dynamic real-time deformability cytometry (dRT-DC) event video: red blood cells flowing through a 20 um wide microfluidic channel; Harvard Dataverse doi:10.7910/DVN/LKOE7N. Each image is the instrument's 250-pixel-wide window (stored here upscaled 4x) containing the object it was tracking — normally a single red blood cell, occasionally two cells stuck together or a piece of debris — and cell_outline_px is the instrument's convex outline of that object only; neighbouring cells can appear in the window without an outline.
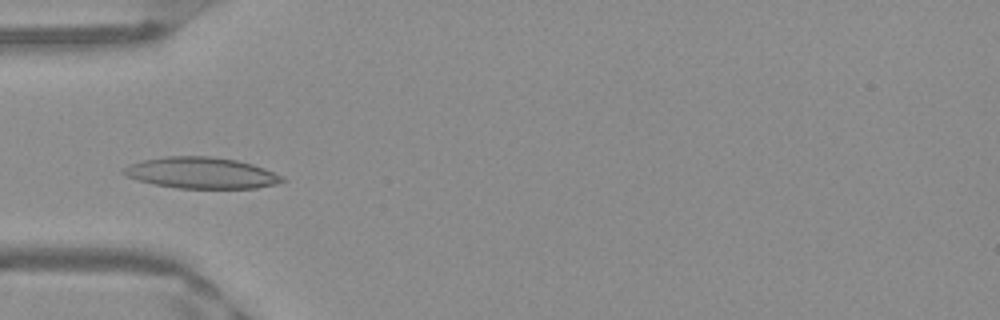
{"species": "Egyptian fruit bat (a non-hibernating species)", "species_latin": "Rousettus aegyptiacus", "temperature_condition": "warm", "stored_images_in_passage": 52, "camera_frame_rate_fps": 3000, "um_per_image_px": 0.085, "frame": {"image": 1, "passage_image": 17, "time_ms": 5.333, "image_size_px": [1000, 320], "cell_outline_px": [[288, 180], [276, 184], [256, 188], [176, 188], [156, 184], [140, 180], [128, 176], [120, 172], [128, 164], [144, 160], [168, 156], [208, 156], [236, 160], [252, 164], [264, 168], [284, 176]], "centroid_in_image_um": [17.16, 14.7], "position_along_channel_um": 67.8, "area_um2": 28.73}}
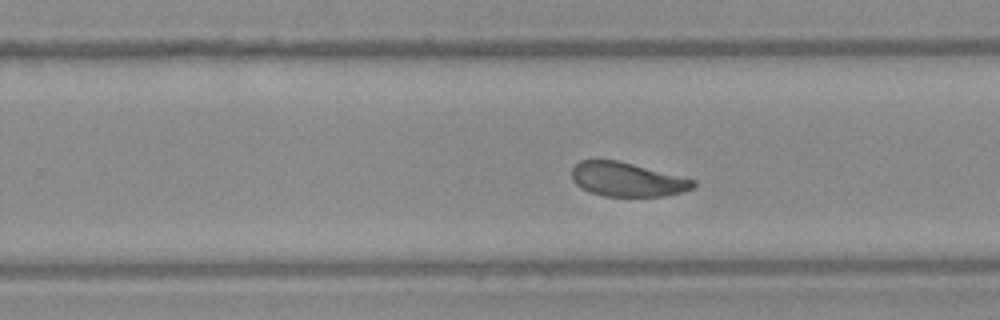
{"frame": {"image": 2, "passage_image": 33, "time_ms": 10.667, "image_size_px": [1000, 320], "cell_outline_px": [[696, 184], [692, 188], [684, 192], [664, 196], [604, 196], [588, 192], [580, 188], [572, 180], [572, 168], [580, 160], [616, 160], [696, 180]], "centroid_in_image_um": [53.28, 15.26], "position_along_channel_um": 276.5, "area_um2": 24.04}}
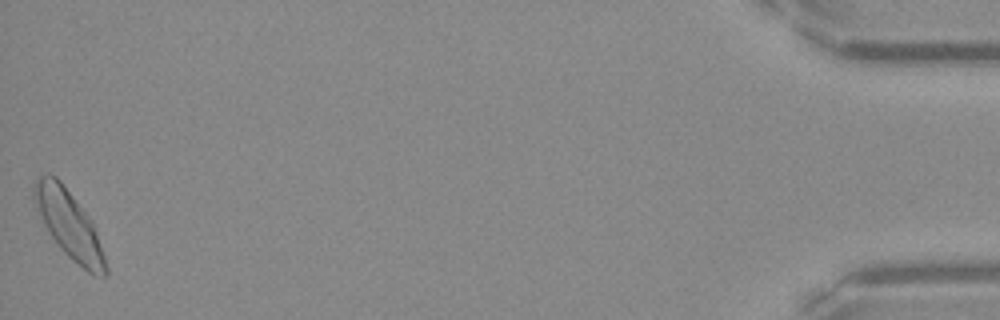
{"frame": {"image": 3, "passage_image": 52, "time_ms": 17.0, "image_size_px": [1000, 320], "cell_outline_px": [[108, 272], [104, 276], [88, 272], [72, 260], [60, 248], [48, 232], [44, 224], [32, 196], [32, 188], [36, 176], [48, 172], [56, 176], [60, 180], [92, 220], [108, 268]], "centroid_in_image_um": [5.83, 19.02], "position_along_channel_um": 429.4, "area_um2": 27.98}, "authors_computed_cell_mechanics": {"area_um2": 25.4031, "velocity_mm_per_s": 3.9038, "shape_relaxation_time_tau1_ms": 3.9536, "shape_relaxation_time_tau2_ms": 2.1351, "deformation_change_tau1": 0.1234, "deformation_change_tau2": 0.0767}}